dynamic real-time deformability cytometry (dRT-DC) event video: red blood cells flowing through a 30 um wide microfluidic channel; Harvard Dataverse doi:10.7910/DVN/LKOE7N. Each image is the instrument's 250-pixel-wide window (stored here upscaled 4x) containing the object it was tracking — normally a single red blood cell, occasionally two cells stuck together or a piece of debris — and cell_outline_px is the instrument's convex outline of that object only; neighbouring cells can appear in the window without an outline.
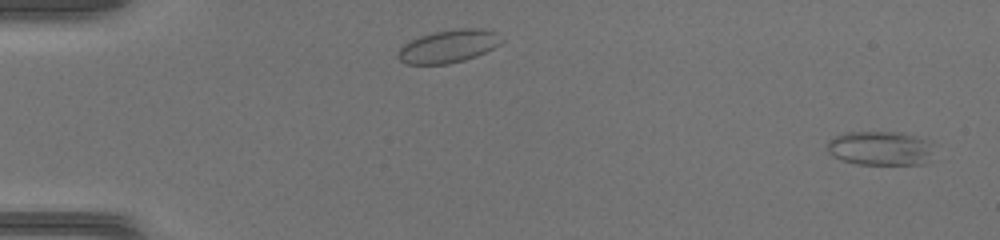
{"species": "common noctule bat (a hibernating species)", "species_latin": "Nyctalus noctula", "temperature_condition": "warm", "stored_images_in_passage": 48, "camera_frame_rate_fps": 3000, "um_per_image_px": 0.085, "animal": {"sex": "female", "body_mass_g": 17.0, "forearm_length_mm": 48.0}, "frame": {"image": 1, "passage_image": 3, "time_ms": 0.667, "image_size_px": [1000, 240], "cell_outline_px": [[928, 152], [924, 164], [856, 164], [840, 160], [832, 156], [828, 152], [828, 140], [836, 136], [848, 132], [896, 132], [912, 136], [924, 140]], "centroid_in_image_um": [74.64, 12.61], "position_along_channel_um": 10.4, "area_um2": 20.4}}
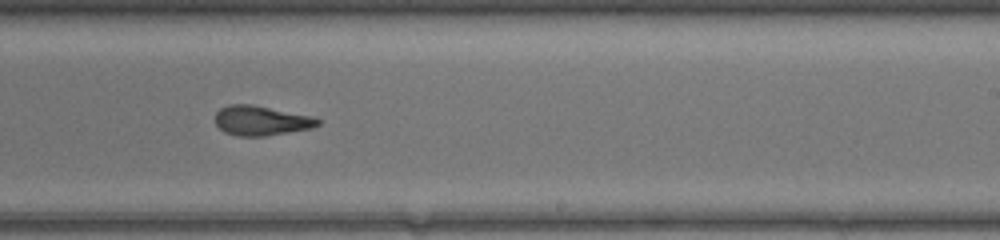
{"frame": {"image": 2, "passage_image": 31, "time_ms": 10.0, "image_size_px": [1000, 240], "cell_outline_px": [[320, 124], [312, 128], [264, 136], [236, 136], [224, 132], [216, 124], [216, 112], [220, 108], [228, 104], [252, 104], [312, 116], [320, 120]], "centroid_in_image_um": [22.18, 10.25], "position_along_channel_um": 266.8, "area_um2": 17.74}}
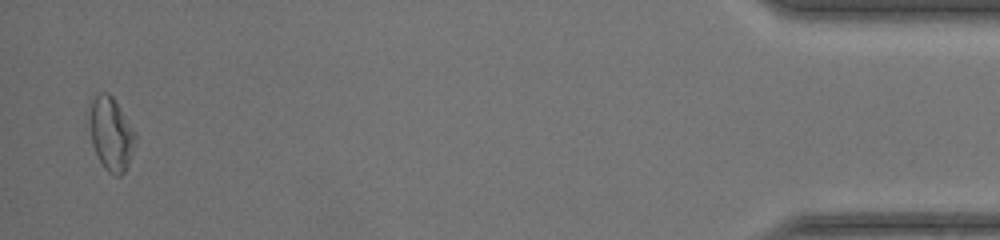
{"frame": {"image": 3, "passage_image": 47, "time_ms": 15.333, "image_size_px": [1000, 240], "cell_outline_px": [[136, 144], [128, 164], [124, 172], [120, 176], [116, 176], [108, 172], [104, 168], [92, 144], [92, 100], [100, 92], [108, 92], [112, 96], [136, 132]], "centroid_in_image_um": [9.51, 11.42], "position_along_channel_um": 425.7, "area_um2": 19.02}}